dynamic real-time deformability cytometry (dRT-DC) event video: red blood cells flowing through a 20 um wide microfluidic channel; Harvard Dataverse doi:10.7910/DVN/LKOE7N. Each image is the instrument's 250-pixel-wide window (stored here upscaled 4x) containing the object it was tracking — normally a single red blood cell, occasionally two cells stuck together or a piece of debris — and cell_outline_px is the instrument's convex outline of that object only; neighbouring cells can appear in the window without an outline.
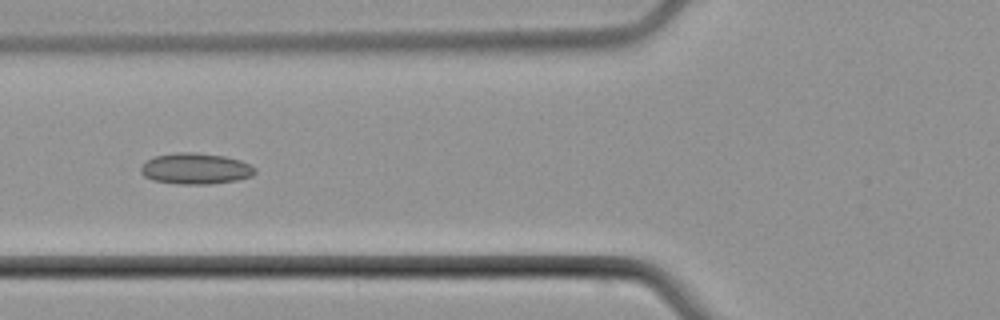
{"species": "common noctule bat (a hibernating species)", "species_latin": "Nyctalus noctula", "temperature_condition": "cold", "stored_images_in_passage": 8, "camera_frame_rate_fps": 3000, "um_per_image_px": 0.085, "animal": {"sex": "male", "body_mass_g": 21.5, "forearm_length_mm": 52.0}, "frame": {"image": 1, "passage_image": 6, "time_ms": 7.0, "image_size_px": [1000, 320], "cell_outline_px": [[256, 172], [252, 176], [236, 180], [212, 184], [180, 184], [152, 180], [144, 176], [140, 172], [140, 168], [148, 160], [156, 156], [176, 152], [196, 152], [224, 156], [240, 160], [256, 168]], "centroid_in_image_um": [16.63, 14.33], "position_along_channel_um": 109.2, "area_um2": 20.63}}
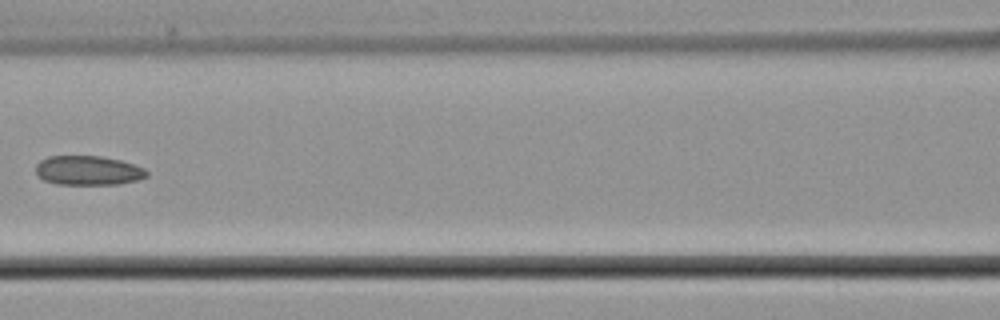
{"frame": {"image": 2, "passage_image": 7, "time_ms": 8.333, "image_size_px": [1000, 320], "cell_outline_px": [[148, 176], [136, 180], [116, 184], [56, 184], [44, 180], [36, 172], [36, 164], [40, 160], [48, 156], [100, 156], [120, 160], [144, 168], [148, 172]], "centroid_in_image_um": [7.48, 14.48], "position_along_channel_um": 159.1, "area_um2": 18.84}}
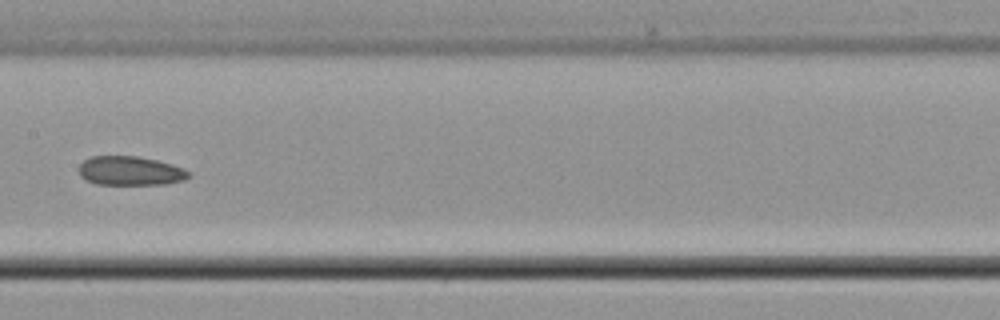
{"frame": {"image": 3, "passage_image": 8, "time_ms": 9.333, "image_size_px": [1000, 320], "cell_outline_px": [[192, 176], [184, 180], [168, 184], [96, 184], [80, 176], [80, 164], [84, 160], [92, 156], [136, 156], [156, 160], [172, 164], [184, 168], [192, 172]], "centroid_in_image_um": [11.14, 14.52], "position_along_channel_um": 196.3, "area_um2": 18.67}}